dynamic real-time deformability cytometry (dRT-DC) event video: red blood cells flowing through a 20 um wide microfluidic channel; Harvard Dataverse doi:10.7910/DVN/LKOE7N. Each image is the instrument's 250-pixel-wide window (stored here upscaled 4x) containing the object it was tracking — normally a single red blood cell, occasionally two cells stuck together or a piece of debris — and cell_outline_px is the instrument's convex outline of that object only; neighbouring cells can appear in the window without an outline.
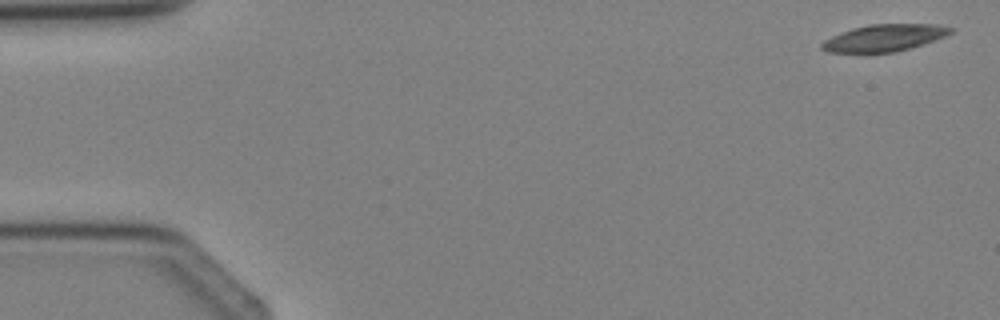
{"species": "Egyptian fruit bat (a non-hibernating species)", "species_latin": "Rousettus aegyptiacus", "temperature_condition": "cold", "stored_images_in_passage": 3, "camera_frame_rate_fps": 3000, "um_per_image_px": 0.085, "animal": {"sex": "female"}, "frame": {"image": 1, "passage_image": 1, "time_ms": 0.0, "image_size_px": [1000, 320], "cell_outline_px": [[956, 28], [952, 32], [944, 36], [896, 52], [828, 52], [820, 48], [820, 44], [824, 40], [832, 36], [852, 28], [868, 24], [936, 24]], "centroid_in_image_um": [75.14, 3.2], "position_along_channel_um": 9.9, "area_um2": 19.94}}